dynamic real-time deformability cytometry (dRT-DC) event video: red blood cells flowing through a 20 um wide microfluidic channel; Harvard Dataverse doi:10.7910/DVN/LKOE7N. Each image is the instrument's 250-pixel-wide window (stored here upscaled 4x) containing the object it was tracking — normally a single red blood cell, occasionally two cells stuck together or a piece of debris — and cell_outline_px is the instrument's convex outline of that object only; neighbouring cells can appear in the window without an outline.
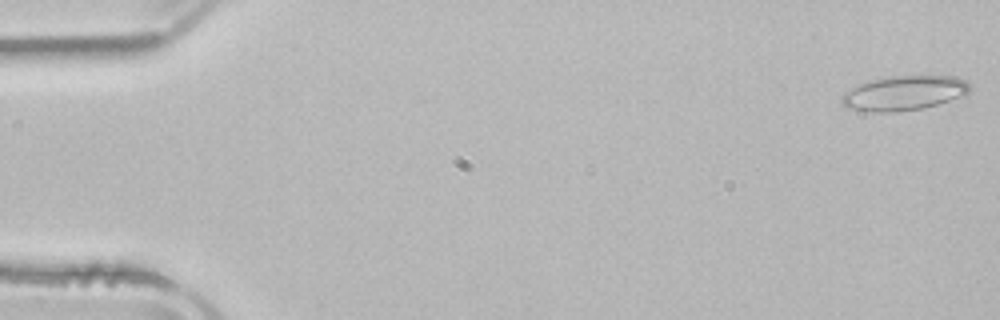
{"species": "common noctule bat (a hibernating species)", "species_latin": "Nyctalus noctula", "temperature_condition": "room temperature", "stored_images_in_passage": 52, "camera_frame_rate_fps": 3000, "um_per_image_px": 0.085, "animal": {"sex": "male", "body_mass_g": 21.5, "forearm_length_mm": 52.0}, "frame": {"image": 1, "passage_image": 1, "time_ms": 0.0, "image_size_px": [1000, 320], "cell_outline_px": [[968, 92], [964, 96], [924, 108], [896, 112], [868, 112], [848, 108], [840, 104], [840, 96], [844, 92], [868, 80], [888, 76], [956, 76], [964, 80], [968, 84]], "centroid_in_image_um": [76.78, 7.92], "position_along_channel_um": 8.2, "area_um2": 26.01}}
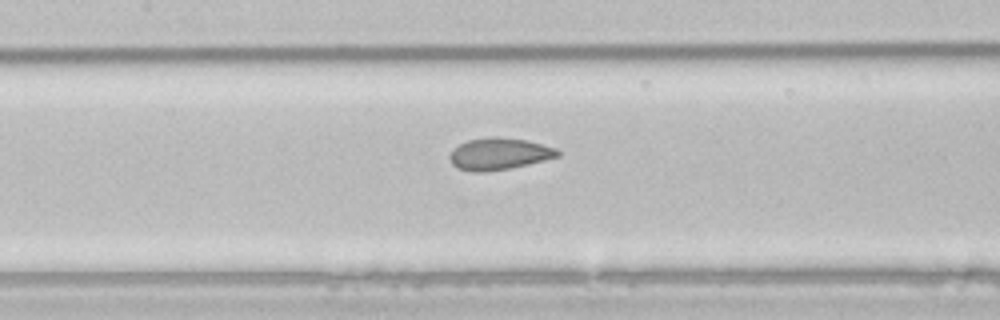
{"frame": {"image": 2, "passage_image": 24, "time_ms": 7.667, "image_size_px": [1000, 320], "cell_outline_px": [[560, 156], [528, 164], [488, 172], [472, 172], [456, 168], [452, 164], [448, 156], [452, 148], [468, 140], [488, 136], [496, 136], [528, 140], [556, 148], [560, 152]], "centroid_in_image_um": [42.38, 13.07], "position_along_channel_um": 165.0, "area_um2": 20.29}}
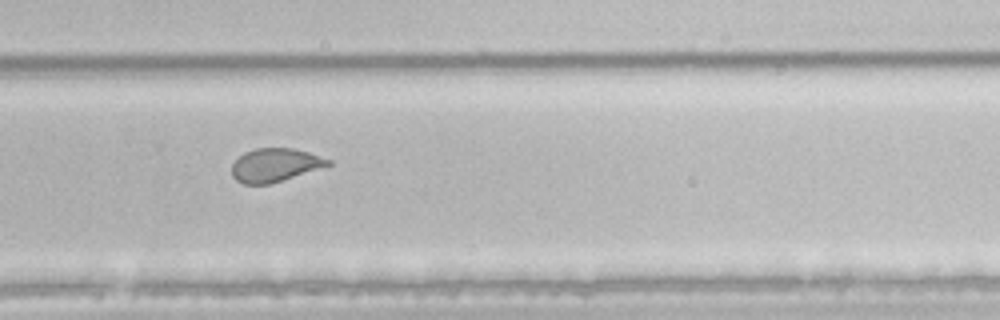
{"frame": {"image": 3, "passage_image": 35, "time_ms": 11.333, "image_size_px": [1000, 320], "cell_outline_px": [[332, 164], [272, 184], [244, 184], [236, 180], [232, 176], [232, 164], [244, 152], [256, 148], [292, 148], [308, 152], [332, 160]], "centroid_in_image_um": [23.37, 14.03], "position_along_channel_um": 306.4, "area_um2": 18.73}, "authors_computed_cell_mechanics": {"area_um2": 22.1374, "velocity_mm_per_s": 3.8777, "shape_relaxation_time_tau1_ms": null, "shape_relaxation_time_tau2_ms": 1.0469, "deformation_change_tau1": null, "deformation_change_tau2": 0.0712}}